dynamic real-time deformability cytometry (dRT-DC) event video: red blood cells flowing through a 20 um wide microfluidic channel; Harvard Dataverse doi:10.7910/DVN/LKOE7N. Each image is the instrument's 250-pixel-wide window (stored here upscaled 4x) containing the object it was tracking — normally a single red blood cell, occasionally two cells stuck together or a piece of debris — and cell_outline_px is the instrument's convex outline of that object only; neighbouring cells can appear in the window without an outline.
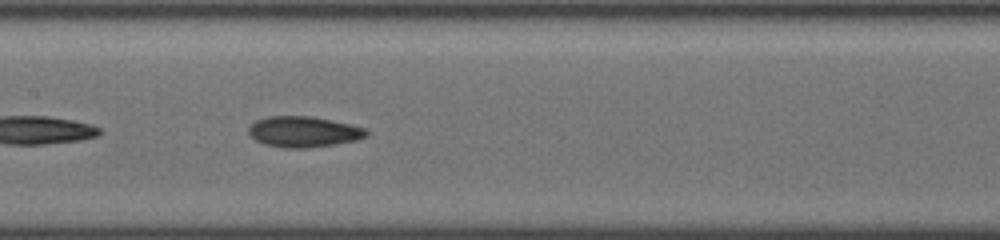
{"species": "common noctule bat (a hibernating species)", "species_latin": "Nyctalus noctula", "temperature_condition": "cold", "stored_images_in_passage": 26, "camera_frame_rate_fps": 3000, "um_per_image_px": 0.085, "animal": {"sex": "female", "body_mass_g": 19.5, "forearm_length_mm": 54.1}, "frame": {"image": 1, "passage_image": 12, "time_ms": 3.667, "image_size_px": [1000, 240], "cell_outline_px": [[368, 136], [356, 140], [308, 148], [284, 148], [264, 144], [256, 140], [248, 132], [248, 128], [256, 120], [268, 116], [308, 116], [348, 124], [364, 128], [368, 132]], "centroid_in_image_um": [25.77, 11.2], "position_along_channel_um": 181.6, "area_um2": 20.81}}
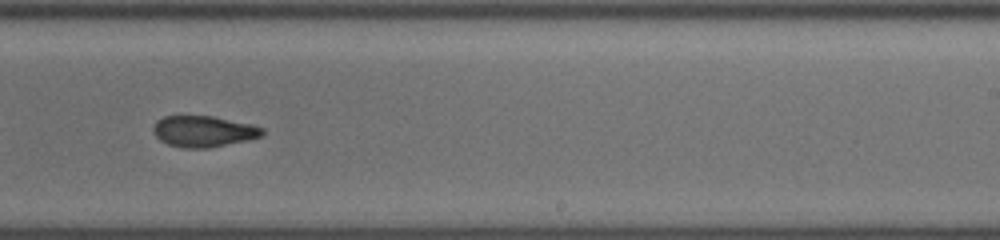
{"frame": {"image": 2, "passage_image": 19, "time_ms": 6.0, "image_size_px": [1000, 240], "cell_outline_px": [[264, 136], [248, 140], [208, 148], [184, 148], [168, 144], [160, 140], [152, 132], [152, 128], [156, 120], [164, 116], [212, 116], [252, 124], [264, 128]], "centroid_in_image_um": [17.3, 11.16], "position_along_channel_um": 271.7, "area_um2": 19.94}}